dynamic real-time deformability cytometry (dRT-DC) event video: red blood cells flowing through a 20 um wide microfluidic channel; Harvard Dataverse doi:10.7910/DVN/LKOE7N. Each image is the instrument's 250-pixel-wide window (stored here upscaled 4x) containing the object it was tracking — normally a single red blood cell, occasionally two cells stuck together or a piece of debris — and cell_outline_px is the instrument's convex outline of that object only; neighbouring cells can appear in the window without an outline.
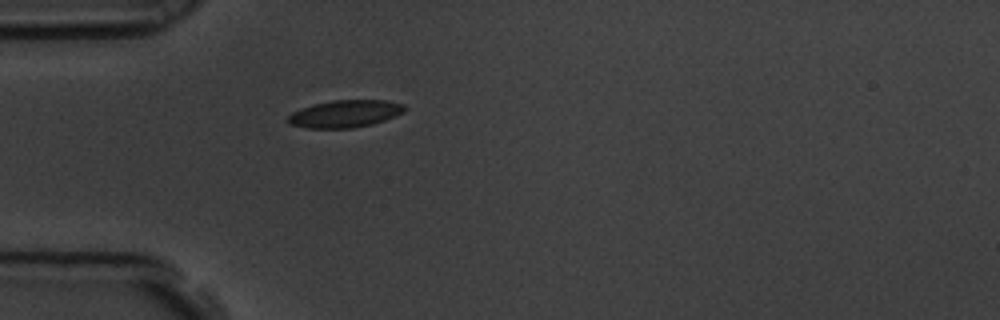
{"species": "common noctule bat (a hibernating species)", "species_latin": "Nyctalus noctula", "temperature_condition": "room temperature", "stored_images_in_passage": 1, "camera_frame_rate_fps": 3000, "um_per_image_px": 0.085, "animal": {"sex": "male", "body_mass_g": 19.5, "forearm_length_mm": 54.6}, "frame": {"image": 1, "passage_image": 1, "time_ms": 0.0, "image_size_px": [1000, 320], "cell_outline_px": [[408, 108], [404, 112], [384, 120], [372, 124], [352, 128], [308, 128], [288, 124], [284, 120], [292, 112], [300, 108], [312, 104], [332, 100], [388, 100], [404, 104]], "centroid_in_image_um": [29.3, 9.66], "position_along_channel_um": 55.7, "area_um2": 18.84}}